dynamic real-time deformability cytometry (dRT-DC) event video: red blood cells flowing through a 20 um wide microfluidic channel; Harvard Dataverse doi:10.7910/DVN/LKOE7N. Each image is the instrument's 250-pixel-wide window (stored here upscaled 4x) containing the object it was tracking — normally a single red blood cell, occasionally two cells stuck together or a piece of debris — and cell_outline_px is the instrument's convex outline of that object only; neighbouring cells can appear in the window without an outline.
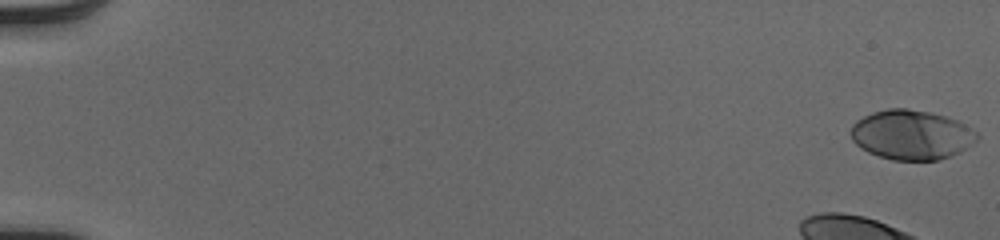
{"species": "human", "species_latin": "Homo sapiens", "temperature_condition": "cold", "stored_images_in_passage": 52, "camera_frame_rate_fps": 3000, "um_per_image_px": 0.085, "donor": {"sex": "male"}, "frame": {"image": 1, "passage_image": 1, "time_ms": 0.0, "image_size_px": [1000, 240], "cell_outline_px": [[980, 136], [972, 144], [960, 152], [940, 160], [892, 160], [868, 152], [860, 148], [852, 140], [852, 124], [856, 120], [872, 112], [888, 108], [908, 108], [932, 112], [960, 120], [976, 132]], "centroid_in_image_um": [77.49, 11.45], "position_along_channel_um": 7.5, "area_um2": 36.76}, "authors_computed_cell_mechanics": {"area_um2": 36.5585, "velocity_mm_per_s": 4.0739, "shape_relaxation_time_tau1_ms": 3.8438, "shape_relaxation_time_tau2_ms": 0.6708, "deformation_change_tau1": 0.1651, "deformation_change_tau2": 0.0476}}